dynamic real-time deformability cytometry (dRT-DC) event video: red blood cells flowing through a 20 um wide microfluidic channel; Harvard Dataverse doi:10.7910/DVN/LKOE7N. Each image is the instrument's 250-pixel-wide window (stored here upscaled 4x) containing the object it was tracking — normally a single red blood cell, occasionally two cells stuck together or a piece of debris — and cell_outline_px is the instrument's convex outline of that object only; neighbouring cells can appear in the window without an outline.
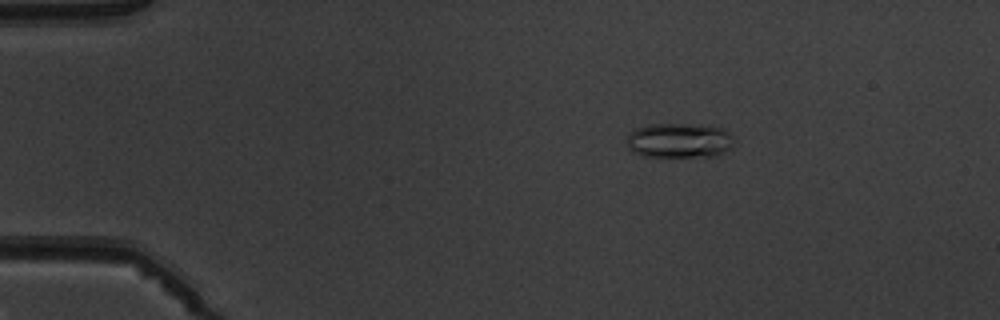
{"species": "common noctule bat (a hibernating species)", "species_latin": "Nyctalus noctula", "temperature_condition": "warm", "stored_images_in_passage": 4, "camera_frame_rate_fps": 3000, "um_per_image_px": 0.085, "animal": {"sex": "male", "body_mass_g": 19.5, "forearm_length_mm": 54.6}, "frame": {"image": 1, "passage_image": 2, "time_ms": 2.0, "image_size_px": [1000, 320], "cell_outline_px": [[728, 148], [724, 152], [716, 156], [644, 156], [632, 152], [628, 148], [628, 132], [636, 128], [648, 124], [684, 124], [724, 128], [728, 132]], "centroid_in_image_um": [57.62, 11.94], "position_along_channel_um": 27.4, "area_um2": 21.21}}